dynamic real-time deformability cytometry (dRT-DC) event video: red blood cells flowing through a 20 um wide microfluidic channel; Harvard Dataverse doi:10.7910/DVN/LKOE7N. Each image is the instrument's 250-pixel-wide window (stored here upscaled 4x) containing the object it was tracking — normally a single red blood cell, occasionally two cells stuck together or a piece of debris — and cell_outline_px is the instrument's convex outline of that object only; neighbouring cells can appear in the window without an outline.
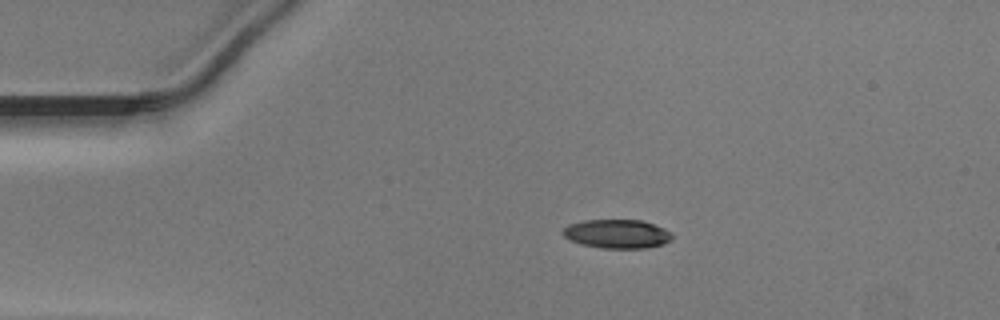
{"species": "Egyptian fruit bat (a non-hibernating species)", "species_latin": "Rousettus aegyptiacus", "temperature_condition": "warm", "stored_images_in_passage": 41, "camera_frame_rate_fps": 3000, "um_per_image_px": 0.085, "animal": {"sex": "male"}, "frame": {"image": 1, "passage_image": 1, "time_ms": 0.0, "image_size_px": [1000, 320], "cell_outline_px": [[672, 236], [664, 244], [644, 248], [600, 248], [580, 244], [564, 236], [560, 232], [568, 224], [584, 220], [640, 220], [664, 228], [672, 232]], "centroid_in_image_um": [52.42, 19.88], "position_along_channel_um": 32.6, "area_um2": 18.32}}
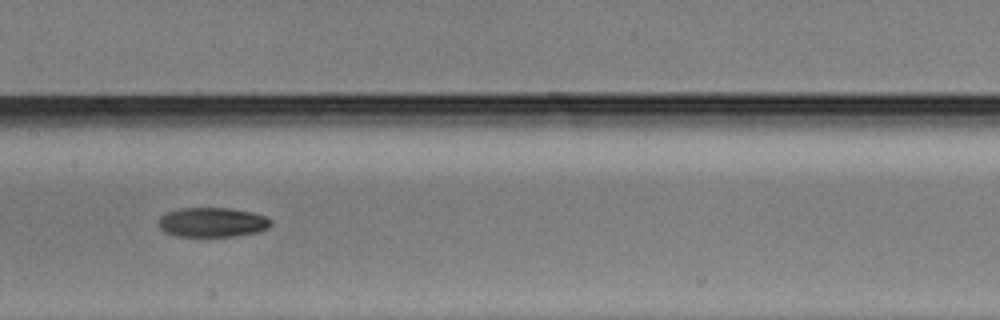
{"frame": {"image": 2, "passage_image": 16, "time_ms": 5.0, "image_size_px": [1000, 320], "cell_outline_px": [[272, 224], [268, 228], [256, 232], [232, 236], [176, 236], [164, 232], [160, 228], [160, 216], [168, 212], [180, 208], [232, 208], [252, 212], [264, 216], [272, 220]], "centroid_in_image_um": [18.06, 18.89], "position_along_channel_um": 189.3, "area_um2": 19.25}}
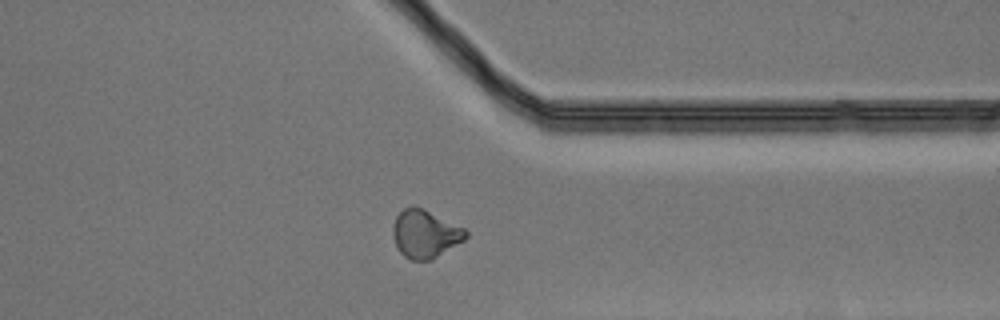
{"frame": {"image": 3, "passage_image": 30, "time_ms": 9.667, "image_size_px": [1000, 320], "cell_outline_px": [[468, 236], [464, 240], [432, 260], [412, 260], [404, 256], [400, 252], [396, 244], [392, 232], [392, 228], [396, 216], [404, 208], [412, 204], [416, 204], [464, 228], [468, 232]], "centroid_in_image_um": [36.13, 19.85], "position_along_channel_um": 375.3, "area_um2": 20.52}}